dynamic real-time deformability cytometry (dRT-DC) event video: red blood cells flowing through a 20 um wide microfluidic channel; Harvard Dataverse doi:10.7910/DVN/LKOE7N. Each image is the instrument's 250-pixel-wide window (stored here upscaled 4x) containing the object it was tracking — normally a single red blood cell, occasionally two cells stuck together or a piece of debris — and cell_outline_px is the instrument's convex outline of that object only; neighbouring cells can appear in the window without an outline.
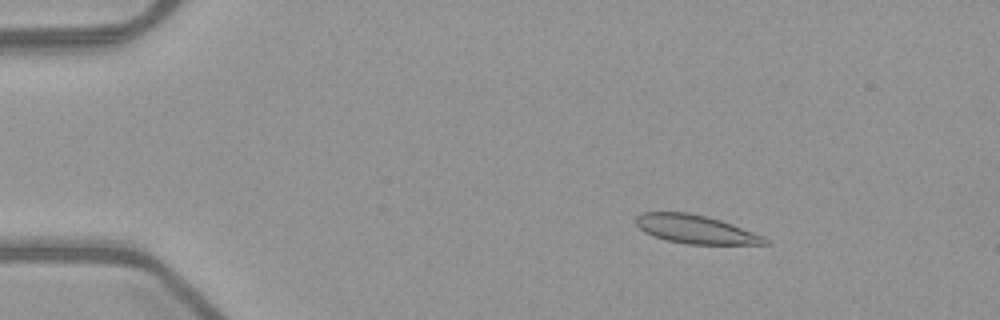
{"species": "common noctule bat (a hibernating species)", "species_latin": "Nyctalus noctula", "temperature_condition": "warm", "stored_images_in_passage": 53, "camera_frame_rate_fps": 3000, "um_per_image_px": 0.085, "animal": {"sex": "female", "body_mass_g": 21.9}, "frame": {"image": 1, "passage_image": 9, "time_ms": 2.667, "image_size_px": [1000, 320], "cell_outline_px": [[772, 244], [688, 244], [668, 240], [644, 232], [636, 224], [636, 216], [644, 212], [688, 212], [720, 220], [732, 224], [764, 236], [772, 240]], "centroid_in_image_um": [59.18, 19.49], "position_along_channel_um": 25.8, "area_um2": 21.27}}
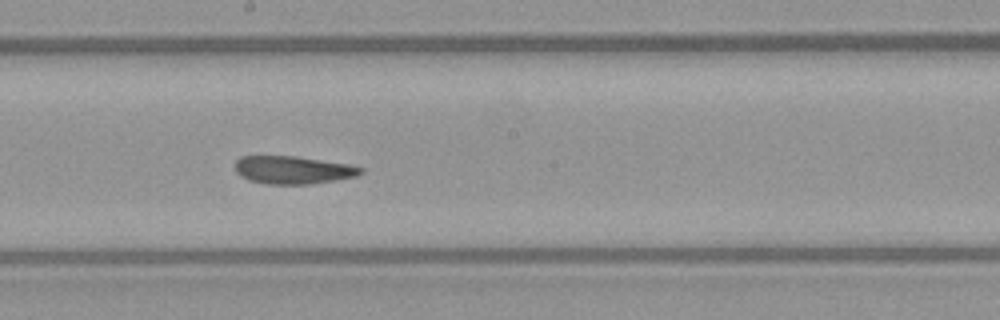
{"frame": {"image": 2, "passage_image": 30, "time_ms": 9.667, "image_size_px": [1000, 320], "cell_outline_px": [[364, 172], [356, 176], [312, 184], [264, 184], [248, 180], [240, 176], [236, 172], [236, 160], [240, 156], [296, 156], [348, 164], [364, 168]], "centroid_in_image_um": [24.89, 14.45], "position_along_channel_um": 223.3, "area_um2": 20.46}}
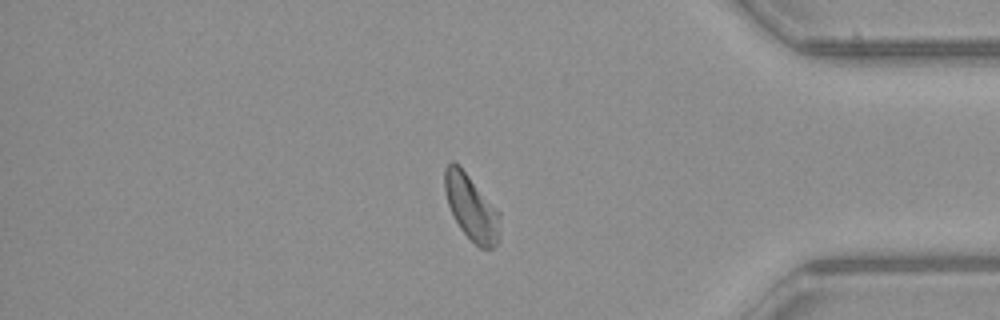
{"frame": {"image": 3, "passage_image": 45, "time_ms": 14.667, "image_size_px": [1000, 320], "cell_outline_px": [[500, 240], [492, 248], [480, 248], [460, 228], [448, 204], [444, 192], [444, 168], [452, 160], [460, 164], [500, 212]], "centroid_in_image_um": [40.07, 17.59], "position_along_channel_um": 395.1, "area_um2": 21.27}, "authors_computed_cell_mechanics": {"area_um2": 21.2704, "velocity_mm_per_s": 3.9734, "shape_relaxation_time_tau1_ms": 6.0684, "shape_relaxation_time_tau2_ms": 2.0307, "deformation_change_tau1": 0.1638, "deformation_change_tau2": 0.0942}}